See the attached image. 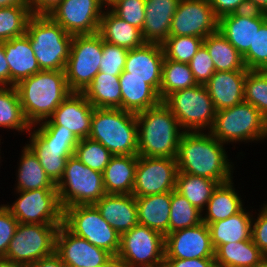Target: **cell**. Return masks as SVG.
I'll use <instances>...</instances> for the list:
<instances>
[{
  "label": "cell",
  "mask_w": 267,
  "mask_h": 267,
  "mask_svg": "<svg viewBox=\"0 0 267 267\" xmlns=\"http://www.w3.org/2000/svg\"><path fill=\"white\" fill-rule=\"evenodd\" d=\"M165 236L135 225L120 235V247L115 260L120 267H162L165 260Z\"/></svg>",
  "instance_id": "obj_10"
},
{
  "label": "cell",
  "mask_w": 267,
  "mask_h": 267,
  "mask_svg": "<svg viewBox=\"0 0 267 267\" xmlns=\"http://www.w3.org/2000/svg\"><path fill=\"white\" fill-rule=\"evenodd\" d=\"M102 38L98 33L73 35L65 76L72 92H83L99 73Z\"/></svg>",
  "instance_id": "obj_12"
},
{
  "label": "cell",
  "mask_w": 267,
  "mask_h": 267,
  "mask_svg": "<svg viewBox=\"0 0 267 267\" xmlns=\"http://www.w3.org/2000/svg\"><path fill=\"white\" fill-rule=\"evenodd\" d=\"M106 267H120L117 261L114 259L108 266Z\"/></svg>",
  "instance_id": "obj_61"
},
{
  "label": "cell",
  "mask_w": 267,
  "mask_h": 267,
  "mask_svg": "<svg viewBox=\"0 0 267 267\" xmlns=\"http://www.w3.org/2000/svg\"><path fill=\"white\" fill-rule=\"evenodd\" d=\"M164 58L161 44L144 43L138 48L128 50L120 77L145 79L159 93Z\"/></svg>",
  "instance_id": "obj_21"
},
{
  "label": "cell",
  "mask_w": 267,
  "mask_h": 267,
  "mask_svg": "<svg viewBox=\"0 0 267 267\" xmlns=\"http://www.w3.org/2000/svg\"><path fill=\"white\" fill-rule=\"evenodd\" d=\"M31 16L29 6L0 8V42L25 35Z\"/></svg>",
  "instance_id": "obj_41"
},
{
  "label": "cell",
  "mask_w": 267,
  "mask_h": 267,
  "mask_svg": "<svg viewBox=\"0 0 267 267\" xmlns=\"http://www.w3.org/2000/svg\"><path fill=\"white\" fill-rule=\"evenodd\" d=\"M89 138L112 155H138L136 114L120 108H94Z\"/></svg>",
  "instance_id": "obj_4"
},
{
  "label": "cell",
  "mask_w": 267,
  "mask_h": 267,
  "mask_svg": "<svg viewBox=\"0 0 267 267\" xmlns=\"http://www.w3.org/2000/svg\"><path fill=\"white\" fill-rule=\"evenodd\" d=\"M265 22L264 12L248 9L221 17L218 30L244 56Z\"/></svg>",
  "instance_id": "obj_22"
},
{
  "label": "cell",
  "mask_w": 267,
  "mask_h": 267,
  "mask_svg": "<svg viewBox=\"0 0 267 267\" xmlns=\"http://www.w3.org/2000/svg\"><path fill=\"white\" fill-rule=\"evenodd\" d=\"M22 152L16 190L57 189L56 184L46 174L34 153L27 146Z\"/></svg>",
  "instance_id": "obj_36"
},
{
  "label": "cell",
  "mask_w": 267,
  "mask_h": 267,
  "mask_svg": "<svg viewBox=\"0 0 267 267\" xmlns=\"http://www.w3.org/2000/svg\"><path fill=\"white\" fill-rule=\"evenodd\" d=\"M218 23L209 0H180L169 36L186 35L204 39L218 31Z\"/></svg>",
  "instance_id": "obj_18"
},
{
  "label": "cell",
  "mask_w": 267,
  "mask_h": 267,
  "mask_svg": "<svg viewBox=\"0 0 267 267\" xmlns=\"http://www.w3.org/2000/svg\"><path fill=\"white\" fill-rule=\"evenodd\" d=\"M188 65L198 84L205 85L216 71L214 62L203 44L197 50Z\"/></svg>",
  "instance_id": "obj_48"
},
{
  "label": "cell",
  "mask_w": 267,
  "mask_h": 267,
  "mask_svg": "<svg viewBox=\"0 0 267 267\" xmlns=\"http://www.w3.org/2000/svg\"><path fill=\"white\" fill-rule=\"evenodd\" d=\"M248 71H215L205 86L216 111L244 101V82Z\"/></svg>",
  "instance_id": "obj_24"
},
{
  "label": "cell",
  "mask_w": 267,
  "mask_h": 267,
  "mask_svg": "<svg viewBox=\"0 0 267 267\" xmlns=\"http://www.w3.org/2000/svg\"><path fill=\"white\" fill-rule=\"evenodd\" d=\"M74 155L87 167L101 173L113 156L100 142L89 137L79 140Z\"/></svg>",
  "instance_id": "obj_44"
},
{
  "label": "cell",
  "mask_w": 267,
  "mask_h": 267,
  "mask_svg": "<svg viewBox=\"0 0 267 267\" xmlns=\"http://www.w3.org/2000/svg\"><path fill=\"white\" fill-rule=\"evenodd\" d=\"M11 6H29L28 0H0V8Z\"/></svg>",
  "instance_id": "obj_57"
},
{
  "label": "cell",
  "mask_w": 267,
  "mask_h": 267,
  "mask_svg": "<svg viewBox=\"0 0 267 267\" xmlns=\"http://www.w3.org/2000/svg\"><path fill=\"white\" fill-rule=\"evenodd\" d=\"M264 257L250 239L220 245L215 250L214 259L216 267H253Z\"/></svg>",
  "instance_id": "obj_32"
},
{
  "label": "cell",
  "mask_w": 267,
  "mask_h": 267,
  "mask_svg": "<svg viewBox=\"0 0 267 267\" xmlns=\"http://www.w3.org/2000/svg\"><path fill=\"white\" fill-rule=\"evenodd\" d=\"M180 0H145L142 38L145 43L162 44L170 35L172 18Z\"/></svg>",
  "instance_id": "obj_25"
},
{
  "label": "cell",
  "mask_w": 267,
  "mask_h": 267,
  "mask_svg": "<svg viewBox=\"0 0 267 267\" xmlns=\"http://www.w3.org/2000/svg\"><path fill=\"white\" fill-rule=\"evenodd\" d=\"M63 224L75 235L116 257L120 247V234L101 216L94 205L65 208Z\"/></svg>",
  "instance_id": "obj_11"
},
{
  "label": "cell",
  "mask_w": 267,
  "mask_h": 267,
  "mask_svg": "<svg viewBox=\"0 0 267 267\" xmlns=\"http://www.w3.org/2000/svg\"><path fill=\"white\" fill-rule=\"evenodd\" d=\"M245 211V212H244ZM243 208L236 214L208 225L211 242L216 250L220 245L250 240L253 217Z\"/></svg>",
  "instance_id": "obj_31"
},
{
  "label": "cell",
  "mask_w": 267,
  "mask_h": 267,
  "mask_svg": "<svg viewBox=\"0 0 267 267\" xmlns=\"http://www.w3.org/2000/svg\"><path fill=\"white\" fill-rule=\"evenodd\" d=\"M253 267H267V257L265 256L258 264Z\"/></svg>",
  "instance_id": "obj_59"
},
{
  "label": "cell",
  "mask_w": 267,
  "mask_h": 267,
  "mask_svg": "<svg viewBox=\"0 0 267 267\" xmlns=\"http://www.w3.org/2000/svg\"><path fill=\"white\" fill-rule=\"evenodd\" d=\"M188 64L164 58L159 96L163 101L177 90L197 85Z\"/></svg>",
  "instance_id": "obj_39"
},
{
  "label": "cell",
  "mask_w": 267,
  "mask_h": 267,
  "mask_svg": "<svg viewBox=\"0 0 267 267\" xmlns=\"http://www.w3.org/2000/svg\"><path fill=\"white\" fill-rule=\"evenodd\" d=\"M202 211L175 189L171 191L169 233L202 223Z\"/></svg>",
  "instance_id": "obj_40"
},
{
  "label": "cell",
  "mask_w": 267,
  "mask_h": 267,
  "mask_svg": "<svg viewBox=\"0 0 267 267\" xmlns=\"http://www.w3.org/2000/svg\"><path fill=\"white\" fill-rule=\"evenodd\" d=\"M164 267H216L214 258H165Z\"/></svg>",
  "instance_id": "obj_52"
},
{
  "label": "cell",
  "mask_w": 267,
  "mask_h": 267,
  "mask_svg": "<svg viewBox=\"0 0 267 267\" xmlns=\"http://www.w3.org/2000/svg\"><path fill=\"white\" fill-rule=\"evenodd\" d=\"M218 185L219 183L212 179L178 172L175 190L193 206L203 211Z\"/></svg>",
  "instance_id": "obj_37"
},
{
  "label": "cell",
  "mask_w": 267,
  "mask_h": 267,
  "mask_svg": "<svg viewBox=\"0 0 267 267\" xmlns=\"http://www.w3.org/2000/svg\"><path fill=\"white\" fill-rule=\"evenodd\" d=\"M111 7L118 17L142 31L145 21V0H117Z\"/></svg>",
  "instance_id": "obj_47"
},
{
  "label": "cell",
  "mask_w": 267,
  "mask_h": 267,
  "mask_svg": "<svg viewBox=\"0 0 267 267\" xmlns=\"http://www.w3.org/2000/svg\"><path fill=\"white\" fill-rule=\"evenodd\" d=\"M103 1H104L105 6L110 8L109 6H111L117 0H103Z\"/></svg>",
  "instance_id": "obj_60"
},
{
  "label": "cell",
  "mask_w": 267,
  "mask_h": 267,
  "mask_svg": "<svg viewBox=\"0 0 267 267\" xmlns=\"http://www.w3.org/2000/svg\"><path fill=\"white\" fill-rule=\"evenodd\" d=\"M232 180L219 184L213 191L211 198L207 203L206 215L202 217V222L209 225L213 222L224 220L236 213L242 208V200L233 189Z\"/></svg>",
  "instance_id": "obj_35"
},
{
  "label": "cell",
  "mask_w": 267,
  "mask_h": 267,
  "mask_svg": "<svg viewBox=\"0 0 267 267\" xmlns=\"http://www.w3.org/2000/svg\"><path fill=\"white\" fill-rule=\"evenodd\" d=\"M209 133L221 143L267 137V119L251 103L241 102L216 112Z\"/></svg>",
  "instance_id": "obj_7"
},
{
  "label": "cell",
  "mask_w": 267,
  "mask_h": 267,
  "mask_svg": "<svg viewBox=\"0 0 267 267\" xmlns=\"http://www.w3.org/2000/svg\"><path fill=\"white\" fill-rule=\"evenodd\" d=\"M162 102L170 109L184 132H201L206 127L210 130L214 124L217 111L203 84L172 92Z\"/></svg>",
  "instance_id": "obj_9"
},
{
  "label": "cell",
  "mask_w": 267,
  "mask_h": 267,
  "mask_svg": "<svg viewBox=\"0 0 267 267\" xmlns=\"http://www.w3.org/2000/svg\"><path fill=\"white\" fill-rule=\"evenodd\" d=\"M94 107L82 92L71 94L57 107L52 116L40 125H58L69 129L79 140L88 138Z\"/></svg>",
  "instance_id": "obj_20"
},
{
  "label": "cell",
  "mask_w": 267,
  "mask_h": 267,
  "mask_svg": "<svg viewBox=\"0 0 267 267\" xmlns=\"http://www.w3.org/2000/svg\"><path fill=\"white\" fill-rule=\"evenodd\" d=\"M203 44V38L196 36H169L161 45L164 57L188 64Z\"/></svg>",
  "instance_id": "obj_42"
},
{
  "label": "cell",
  "mask_w": 267,
  "mask_h": 267,
  "mask_svg": "<svg viewBox=\"0 0 267 267\" xmlns=\"http://www.w3.org/2000/svg\"><path fill=\"white\" fill-rule=\"evenodd\" d=\"M98 34L104 41L127 50L138 48L145 43L141 30L118 17L111 9L103 12Z\"/></svg>",
  "instance_id": "obj_29"
},
{
  "label": "cell",
  "mask_w": 267,
  "mask_h": 267,
  "mask_svg": "<svg viewBox=\"0 0 267 267\" xmlns=\"http://www.w3.org/2000/svg\"><path fill=\"white\" fill-rule=\"evenodd\" d=\"M26 35L40 70H65L73 35L48 15H32L27 23Z\"/></svg>",
  "instance_id": "obj_5"
},
{
  "label": "cell",
  "mask_w": 267,
  "mask_h": 267,
  "mask_svg": "<svg viewBox=\"0 0 267 267\" xmlns=\"http://www.w3.org/2000/svg\"><path fill=\"white\" fill-rule=\"evenodd\" d=\"M248 70L267 71V21L256 31L253 46L243 56Z\"/></svg>",
  "instance_id": "obj_45"
},
{
  "label": "cell",
  "mask_w": 267,
  "mask_h": 267,
  "mask_svg": "<svg viewBox=\"0 0 267 267\" xmlns=\"http://www.w3.org/2000/svg\"><path fill=\"white\" fill-rule=\"evenodd\" d=\"M122 93V109L134 114L157 106L162 102L159 93L137 77L119 78Z\"/></svg>",
  "instance_id": "obj_30"
},
{
  "label": "cell",
  "mask_w": 267,
  "mask_h": 267,
  "mask_svg": "<svg viewBox=\"0 0 267 267\" xmlns=\"http://www.w3.org/2000/svg\"><path fill=\"white\" fill-rule=\"evenodd\" d=\"M138 156L176 159L184 131L170 109L161 102L136 114ZM179 127V128H178Z\"/></svg>",
  "instance_id": "obj_3"
},
{
  "label": "cell",
  "mask_w": 267,
  "mask_h": 267,
  "mask_svg": "<svg viewBox=\"0 0 267 267\" xmlns=\"http://www.w3.org/2000/svg\"><path fill=\"white\" fill-rule=\"evenodd\" d=\"M56 188L63 210L77 205H94L106 194L103 173L87 167L75 155L67 159Z\"/></svg>",
  "instance_id": "obj_8"
},
{
  "label": "cell",
  "mask_w": 267,
  "mask_h": 267,
  "mask_svg": "<svg viewBox=\"0 0 267 267\" xmlns=\"http://www.w3.org/2000/svg\"><path fill=\"white\" fill-rule=\"evenodd\" d=\"M29 267H66V265L54 252L52 255L39 259Z\"/></svg>",
  "instance_id": "obj_55"
},
{
  "label": "cell",
  "mask_w": 267,
  "mask_h": 267,
  "mask_svg": "<svg viewBox=\"0 0 267 267\" xmlns=\"http://www.w3.org/2000/svg\"><path fill=\"white\" fill-rule=\"evenodd\" d=\"M15 87L23 114L31 127L50 118L72 92L68 87L65 71L62 70H41L23 79Z\"/></svg>",
  "instance_id": "obj_2"
},
{
  "label": "cell",
  "mask_w": 267,
  "mask_h": 267,
  "mask_svg": "<svg viewBox=\"0 0 267 267\" xmlns=\"http://www.w3.org/2000/svg\"><path fill=\"white\" fill-rule=\"evenodd\" d=\"M30 136V144L26 146L57 184L63 176L67 159L75 153L79 139L69 129L58 125H40Z\"/></svg>",
  "instance_id": "obj_6"
},
{
  "label": "cell",
  "mask_w": 267,
  "mask_h": 267,
  "mask_svg": "<svg viewBox=\"0 0 267 267\" xmlns=\"http://www.w3.org/2000/svg\"><path fill=\"white\" fill-rule=\"evenodd\" d=\"M218 19L236 12L248 10V0H209Z\"/></svg>",
  "instance_id": "obj_51"
},
{
  "label": "cell",
  "mask_w": 267,
  "mask_h": 267,
  "mask_svg": "<svg viewBox=\"0 0 267 267\" xmlns=\"http://www.w3.org/2000/svg\"><path fill=\"white\" fill-rule=\"evenodd\" d=\"M165 258L193 259L214 258L208 225L204 222L168 233L165 236Z\"/></svg>",
  "instance_id": "obj_19"
},
{
  "label": "cell",
  "mask_w": 267,
  "mask_h": 267,
  "mask_svg": "<svg viewBox=\"0 0 267 267\" xmlns=\"http://www.w3.org/2000/svg\"><path fill=\"white\" fill-rule=\"evenodd\" d=\"M176 159L138 156L132 194L143 197L173 191L176 188Z\"/></svg>",
  "instance_id": "obj_15"
},
{
  "label": "cell",
  "mask_w": 267,
  "mask_h": 267,
  "mask_svg": "<svg viewBox=\"0 0 267 267\" xmlns=\"http://www.w3.org/2000/svg\"><path fill=\"white\" fill-rule=\"evenodd\" d=\"M55 253L66 267H106L115 259L106 250L72 233L63 223L56 233Z\"/></svg>",
  "instance_id": "obj_17"
},
{
  "label": "cell",
  "mask_w": 267,
  "mask_h": 267,
  "mask_svg": "<svg viewBox=\"0 0 267 267\" xmlns=\"http://www.w3.org/2000/svg\"><path fill=\"white\" fill-rule=\"evenodd\" d=\"M20 197L13 205H5L19 223L62 224L64 210L57 189L17 191Z\"/></svg>",
  "instance_id": "obj_14"
},
{
  "label": "cell",
  "mask_w": 267,
  "mask_h": 267,
  "mask_svg": "<svg viewBox=\"0 0 267 267\" xmlns=\"http://www.w3.org/2000/svg\"><path fill=\"white\" fill-rule=\"evenodd\" d=\"M10 86V68L5 57L3 42H0V86Z\"/></svg>",
  "instance_id": "obj_54"
},
{
  "label": "cell",
  "mask_w": 267,
  "mask_h": 267,
  "mask_svg": "<svg viewBox=\"0 0 267 267\" xmlns=\"http://www.w3.org/2000/svg\"><path fill=\"white\" fill-rule=\"evenodd\" d=\"M119 78L99 71L82 93L94 108L122 109Z\"/></svg>",
  "instance_id": "obj_33"
},
{
  "label": "cell",
  "mask_w": 267,
  "mask_h": 267,
  "mask_svg": "<svg viewBox=\"0 0 267 267\" xmlns=\"http://www.w3.org/2000/svg\"><path fill=\"white\" fill-rule=\"evenodd\" d=\"M0 127L30 132L31 125L27 122L15 86H0Z\"/></svg>",
  "instance_id": "obj_38"
},
{
  "label": "cell",
  "mask_w": 267,
  "mask_h": 267,
  "mask_svg": "<svg viewBox=\"0 0 267 267\" xmlns=\"http://www.w3.org/2000/svg\"><path fill=\"white\" fill-rule=\"evenodd\" d=\"M61 0H28L32 15H48Z\"/></svg>",
  "instance_id": "obj_53"
},
{
  "label": "cell",
  "mask_w": 267,
  "mask_h": 267,
  "mask_svg": "<svg viewBox=\"0 0 267 267\" xmlns=\"http://www.w3.org/2000/svg\"><path fill=\"white\" fill-rule=\"evenodd\" d=\"M256 221L252 222L251 238L260 251L267 255V205L262 208ZM254 224V225H253Z\"/></svg>",
  "instance_id": "obj_50"
},
{
  "label": "cell",
  "mask_w": 267,
  "mask_h": 267,
  "mask_svg": "<svg viewBox=\"0 0 267 267\" xmlns=\"http://www.w3.org/2000/svg\"><path fill=\"white\" fill-rule=\"evenodd\" d=\"M264 14H265V18H266V21H267V9L264 11Z\"/></svg>",
  "instance_id": "obj_62"
},
{
  "label": "cell",
  "mask_w": 267,
  "mask_h": 267,
  "mask_svg": "<svg viewBox=\"0 0 267 267\" xmlns=\"http://www.w3.org/2000/svg\"><path fill=\"white\" fill-rule=\"evenodd\" d=\"M0 267H24V266L12 260H9L5 257H0Z\"/></svg>",
  "instance_id": "obj_58"
},
{
  "label": "cell",
  "mask_w": 267,
  "mask_h": 267,
  "mask_svg": "<svg viewBox=\"0 0 267 267\" xmlns=\"http://www.w3.org/2000/svg\"><path fill=\"white\" fill-rule=\"evenodd\" d=\"M248 7L251 10L264 12L267 9V0H248Z\"/></svg>",
  "instance_id": "obj_56"
},
{
  "label": "cell",
  "mask_w": 267,
  "mask_h": 267,
  "mask_svg": "<svg viewBox=\"0 0 267 267\" xmlns=\"http://www.w3.org/2000/svg\"><path fill=\"white\" fill-rule=\"evenodd\" d=\"M128 50L110 44L102 39V59L100 72L120 76L124 70Z\"/></svg>",
  "instance_id": "obj_46"
},
{
  "label": "cell",
  "mask_w": 267,
  "mask_h": 267,
  "mask_svg": "<svg viewBox=\"0 0 267 267\" xmlns=\"http://www.w3.org/2000/svg\"><path fill=\"white\" fill-rule=\"evenodd\" d=\"M136 203L138 224L166 236L169 233L171 191L136 197Z\"/></svg>",
  "instance_id": "obj_27"
},
{
  "label": "cell",
  "mask_w": 267,
  "mask_h": 267,
  "mask_svg": "<svg viewBox=\"0 0 267 267\" xmlns=\"http://www.w3.org/2000/svg\"><path fill=\"white\" fill-rule=\"evenodd\" d=\"M19 222L5 207L0 206V257H4L8 250Z\"/></svg>",
  "instance_id": "obj_49"
},
{
  "label": "cell",
  "mask_w": 267,
  "mask_h": 267,
  "mask_svg": "<svg viewBox=\"0 0 267 267\" xmlns=\"http://www.w3.org/2000/svg\"><path fill=\"white\" fill-rule=\"evenodd\" d=\"M5 57L10 68V86H16L23 79L40 72L29 37H20L3 41Z\"/></svg>",
  "instance_id": "obj_26"
},
{
  "label": "cell",
  "mask_w": 267,
  "mask_h": 267,
  "mask_svg": "<svg viewBox=\"0 0 267 267\" xmlns=\"http://www.w3.org/2000/svg\"><path fill=\"white\" fill-rule=\"evenodd\" d=\"M216 71H249L243 56L218 30L203 39Z\"/></svg>",
  "instance_id": "obj_34"
},
{
  "label": "cell",
  "mask_w": 267,
  "mask_h": 267,
  "mask_svg": "<svg viewBox=\"0 0 267 267\" xmlns=\"http://www.w3.org/2000/svg\"><path fill=\"white\" fill-rule=\"evenodd\" d=\"M244 101L251 103L267 119V71L249 70L244 82Z\"/></svg>",
  "instance_id": "obj_43"
},
{
  "label": "cell",
  "mask_w": 267,
  "mask_h": 267,
  "mask_svg": "<svg viewBox=\"0 0 267 267\" xmlns=\"http://www.w3.org/2000/svg\"><path fill=\"white\" fill-rule=\"evenodd\" d=\"M103 0H61L48 16L71 35L98 33Z\"/></svg>",
  "instance_id": "obj_16"
},
{
  "label": "cell",
  "mask_w": 267,
  "mask_h": 267,
  "mask_svg": "<svg viewBox=\"0 0 267 267\" xmlns=\"http://www.w3.org/2000/svg\"><path fill=\"white\" fill-rule=\"evenodd\" d=\"M94 206L120 235L138 224L137 203L133 194H105Z\"/></svg>",
  "instance_id": "obj_23"
},
{
  "label": "cell",
  "mask_w": 267,
  "mask_h": 267,
  "mask_svg": "<svg viewBox=\"0 0 267 267\" xmlns=\"http://www.w3.org/2000/svg\"><path fill=\"white\" fill-rule=\"evenodd\" d=\"M138 155H113L103 172L106 194H132Z\"/></svg>",
  "instance_id": "obj_28"
},
{
  "label": "cell",
  "mask_w": 267,
  "mask_h": 267,
  "mask_svg": "<svg viewBox=\"0 0 267 267\" xmlns=\"http://www.w3.org/2000/svg\"><path fill=\"white\" fill-rule=\"evenodd\" d=\"M207 134H182L176 156L178 172L212 179L219 184L229 182L233 166L228 162L223 143Z\"/></svg>",
  "instance_id": "obj_1"
},
{
  "label": "cell",
  "mask_w": 267,
  "mask_h": 267,
  "mask_svg": "<svg viewBox=\"0 0 267 267\" xmlns=\"http://www.w3.org/2000/svg\"><path fill=\"white\" fill-rule=\"evenodd\" d=\"M60 225L19 223L4 257L29 267L39 259L52 255Z\"/></svg>",
  "instance_id": "obj_13"
}]
</instances>
